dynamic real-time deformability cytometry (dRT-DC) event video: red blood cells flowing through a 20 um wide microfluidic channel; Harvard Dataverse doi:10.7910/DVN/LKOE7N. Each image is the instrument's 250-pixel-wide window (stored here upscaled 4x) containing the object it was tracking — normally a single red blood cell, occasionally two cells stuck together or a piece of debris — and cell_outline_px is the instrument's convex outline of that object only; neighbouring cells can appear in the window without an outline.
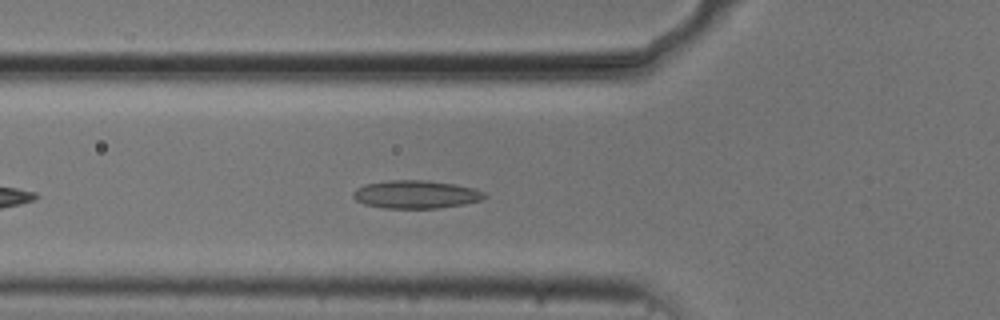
{"species": "common noctule bat (a hibernating species)", "species_latin": "Nyctalus noctula", "temperature_condition": "cold", "stored_images_in_passage": 37, "camera_frame_rate_fps": 3000, "um_per_image_px": 0.085, "animal": {"sex": "male", "body_mass_g": 20.5, "forearm_length_mm": 52.5}, "frame": {"image": 1, "passage_image": 7, "time_ms": 2.0, "image_size_px": [1000, 320], "cell_outline_px": [[488, 196], [480, 200], [464, 204], [436, 208], [384, 208], [364, 204], [356, 200], [352, 196], [352, 192], [356, 188], [368, 184], [388, 180], [428, 180], [456, 184], [472, 188], [484, 192]], "centroid_in_image_um": [35.34, 16.52], "position_along_channel_um": 90.5, "area_um2": 21.44}}
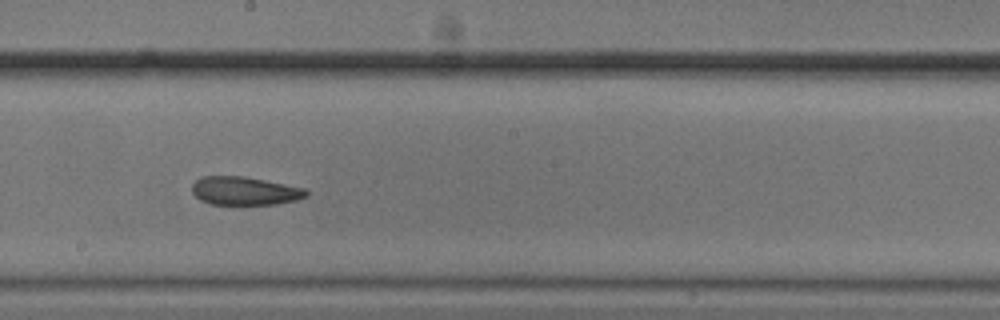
{"frame": {"image": 2, "passage_image": 18, "time_ms": 5.667, "image_size_px": [1000, 320], "cell_outline_px": [[308, 196], [296, 200], [276, 204], [212, 204], [200, 200], [192, 192], [192, 184], [196, 180], [204, 176], [244, 176], [308, 188]], "centroid_in_image_um": [20.84, 16.22], "position_along_channel_um": 227.4, "area_um2": 18.96}}
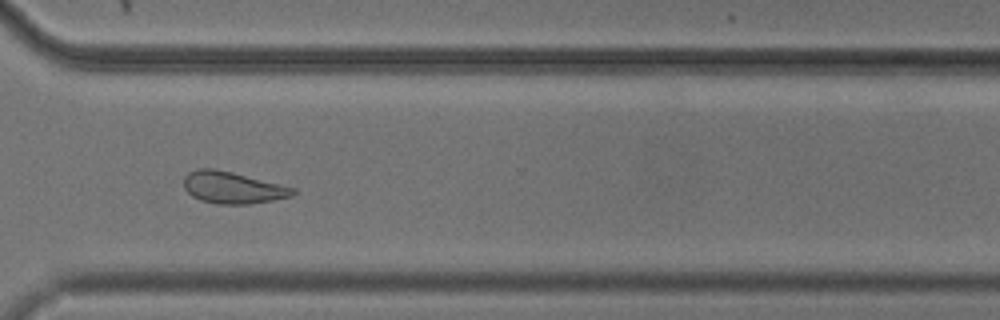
{"frame": {"image": 3, "passage_image": 28, "time_ms": 9.0, "image_size_px": [1000, 320], "cell_outline_px": [[296, 192], [292, 196], [272, 200], [248, 204], [216, 204], [200, 200], [192, 196], [184, 188], [184, 176], [188, 172], [200, 168], [212, 168], [232, 172], [296, 188]], "centroid_in_image_um": [19.76, 15.95], "position_along_channel_um": 350.8, "area_um2": 20.17}, "authors_computed_cell_mechanics": {"area_um2": 20.4034, "velocity_mm_per_s": 3.7151, "shape_relaxation_time_tau1_ms": null, "shape_relaxation_time_tau2_ms": 4.9009, "deformation_change_tau1": null, "deformation_change_tau2": 0.113}}